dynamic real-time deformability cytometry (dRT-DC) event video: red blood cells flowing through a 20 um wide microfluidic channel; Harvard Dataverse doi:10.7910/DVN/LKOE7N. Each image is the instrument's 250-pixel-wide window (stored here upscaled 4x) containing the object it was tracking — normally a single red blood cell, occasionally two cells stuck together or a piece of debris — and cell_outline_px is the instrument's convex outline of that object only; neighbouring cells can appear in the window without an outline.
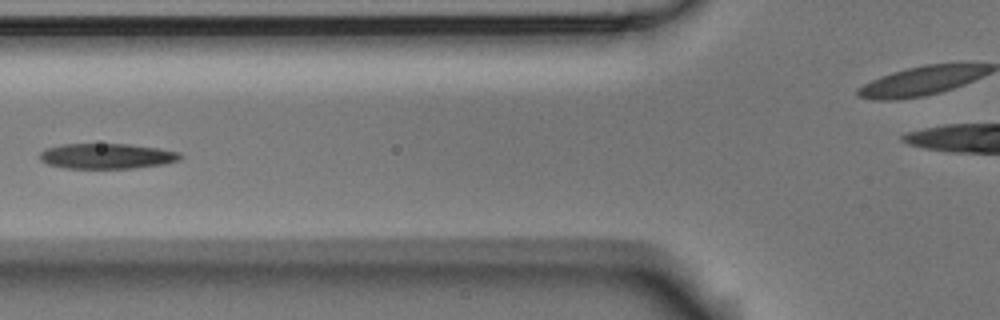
{"species": "Egyptian fruit bat (a non-hibernating species)", "species_latin": "Rousettus aegyptiacus", "temperature_condition": "room temperature", "stored_images_in_passage": 7, "camera_frame_rate_fps": 3000, "um_per_image_px": 0.085, "animal": {"sex": "male"}, "frame": {"image": 1, "passage_image": 5, "time_ms": 1.333, "image_size_px": [1000, 320], "cell_outline_px": [[184, 156], [180, 160], [164, 164], [132, 168], [64, 168], [48, 164], [40, 160], [40, 152], [44, 148], [64, 144], [128, 144], [156, 148], [180, 152]], "centroid_in_image_um": [9.08, 13.27], "position_along_channel_um": 116.7, "area_um2": 20.75}}
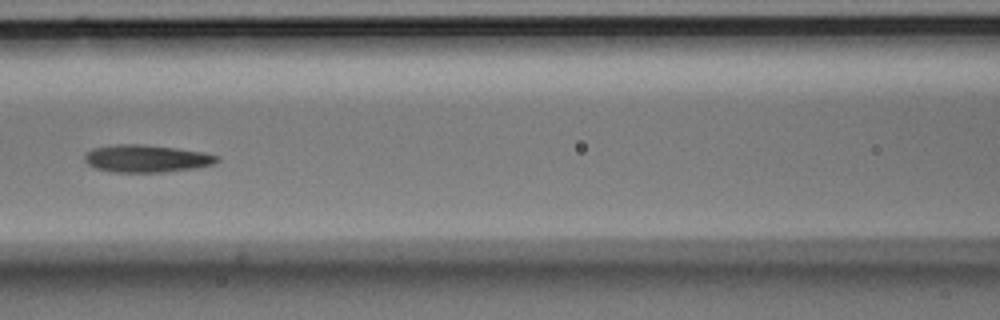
{"frame": {"image": 2, "passage_image": 6, "time_ms": 1.667, "image_size_px": [1000, 320], "cell_outline_px": [[220, 160], [216, 164], [196, 168], [160, 172], [112, 172], [96, 168], [88, 164], [84, 160], [84, 156], [92, 148], [116, 144], [144, 144], [176, 148], [204, 152], [220, 156]], "centroid_in_image_um": [12.49, 13.47], "position_along_channel_um": 154.1, "area_um2": 21.33}}
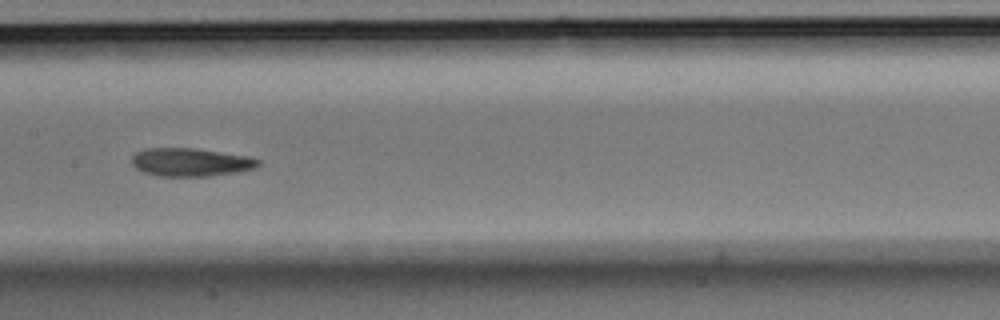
{"frame": {"image": 3, "passage_image": 7, "time_ms": 2.0, "image_size_px": [1000, 320], "cell_outline_px": [[260, 164], [256, 168], [240, 172], [208, 176], [156, 176], [144, 172], [136, 168], [132, 164], [132, 156], [136, 152], [144, 148], [196, 148], [248, 156], [260, 160]], "centroid_in_image_um": [16.22, 13.78], "position_along_channel_um": 191.2, "area_um2": 20.98}}